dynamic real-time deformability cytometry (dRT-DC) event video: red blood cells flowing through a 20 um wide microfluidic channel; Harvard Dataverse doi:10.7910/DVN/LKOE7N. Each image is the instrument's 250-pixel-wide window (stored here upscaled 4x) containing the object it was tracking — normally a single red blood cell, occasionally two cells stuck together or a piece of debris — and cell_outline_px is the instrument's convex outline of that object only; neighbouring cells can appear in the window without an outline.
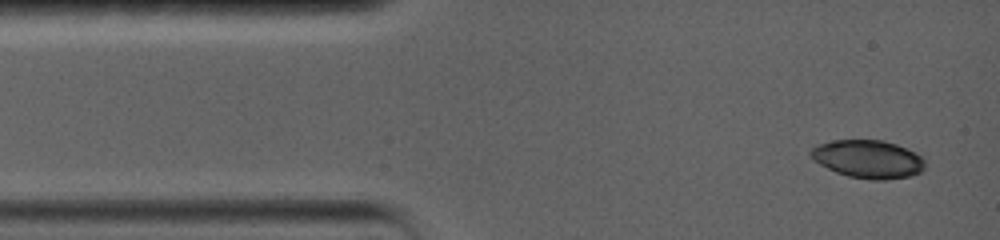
{"species": "common noctule bat (a hibernating species)", "species_latin": "Nyctalus noctula", "temperature_condition": "warm", "stored_images_in_passage": 21, "camera_frame_rate_fps": 5000, "um_per_image_px": 0.085, "animal": {"sex": "female", "body_mass_g": 19.0, "forearm_length_mm": 56.7}, "frame": {"image": 1, "passage_image": 1, "time_ms": 0.0, "image_size_px": [1000, 240], "cell_outline_px": [[924, 168], [920, 172], [912, 176], [888, 180], [872, 180], [848, 176], [836, 172], [812, 160], [808, 152], [816, 144], [832, 140], [884, 140], [896, 144], [920, 156], [924, 160]], "centroid_in_image_um": [73.74, 13.53], "position_along_channel_um": 11.3, "area_um2": 25.43}}
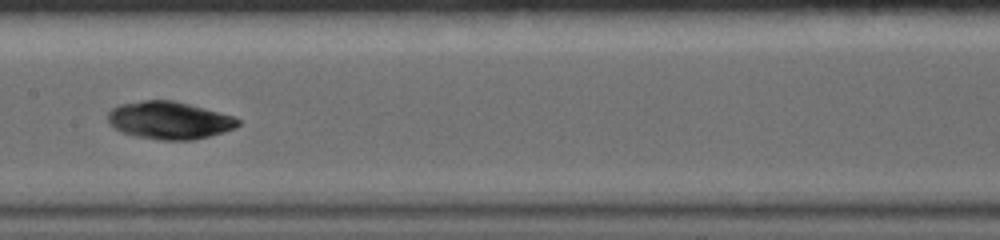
{"frame": {"image": 2, "passage_image": 10, "time_ms": 6.8, "image_size_px": [1000, 240], "cell_outline_px": [[240, 124], [236, 128], [224, 132], [192, 140], [160, 140], [136, 136], [120, 132], [112, 128], [108, 124], [108, 112], [112, 108], [120, 104], [144, 100], [172, 100], [236, 116], [240, 120]], "centroid_in_image_um": [14.38, 10.23], "position_along_channel_um": 193.0, "area_um2": 28.73}}
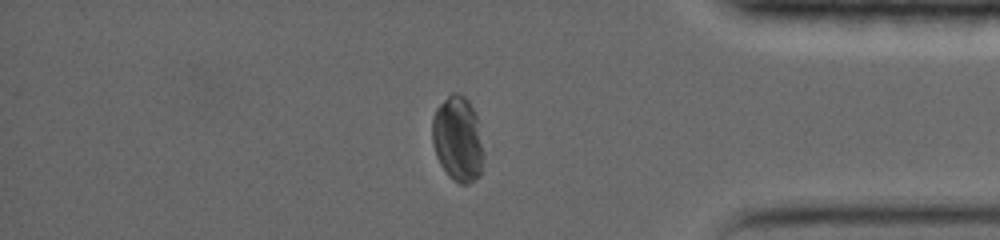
{"frame": {"image": 3, "passage_image": 18, "time_ms": 13.0, "image_size_px": [1000, 240], "cell_outline_px": [[484, 152], [480, 176], [476, 180], [468, 184], [460, 184], [448, 176], [440, 164], [436, 156], [432, 144], [432, 116], [436, 108], [452, 92], [460, 92], [468, 100], [476, 116]], "centroid_in_image_um": [38.9, 11.83], "position_along_channel_um": 396.3, "area_um2": 25.78}, "authors_computed_cell_mechanics": {"area_um2": 27.3394, "velocity_mm_per_s": 3.5927, "shape_relaxation_time_tau1_ms": 3.2386, "shape_relaxation_time_tau2_ms": 7.1487, "deformation_change_tau1": 0.1189, "deformation_change_tau2": 0.077}}